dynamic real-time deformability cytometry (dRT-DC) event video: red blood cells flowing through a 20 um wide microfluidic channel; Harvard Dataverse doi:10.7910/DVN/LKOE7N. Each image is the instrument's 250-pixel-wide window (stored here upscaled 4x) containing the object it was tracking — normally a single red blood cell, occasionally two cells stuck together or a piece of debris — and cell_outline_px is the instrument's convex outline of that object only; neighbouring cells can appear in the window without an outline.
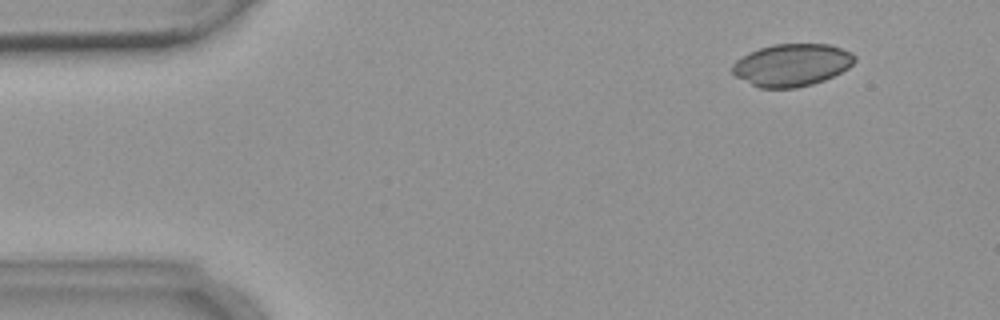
{"species": "common noctule bat (a hibernating species)", "species_latin": "Nyctalus noctula", "temperature_condition": "warm", "stored_images_in_passage": 5, "camera_frame_rate_fps": 3000, "um_per_image_px": 0.085, "animal": {"sex": "female", "body_mass_g": 18.4}, "frame": {"image": 1, "passage_image": 1, "time_ms": 0.0, "image_size_px": [1000, 320], "cell_outline_px": [[856, 60], [848, 68], [824, 80], [812, 84], [796, 88], [760, 88], [736, 76], [732, 72], [732, 64], [736, 60], [748, 52], [772, 44], [832, 44], [852, 52], [856, 56]], "centroid_in_image_um": [67.32, 5.51], "position_along_channel_um": 17.7, "area_um2": 30.29}}